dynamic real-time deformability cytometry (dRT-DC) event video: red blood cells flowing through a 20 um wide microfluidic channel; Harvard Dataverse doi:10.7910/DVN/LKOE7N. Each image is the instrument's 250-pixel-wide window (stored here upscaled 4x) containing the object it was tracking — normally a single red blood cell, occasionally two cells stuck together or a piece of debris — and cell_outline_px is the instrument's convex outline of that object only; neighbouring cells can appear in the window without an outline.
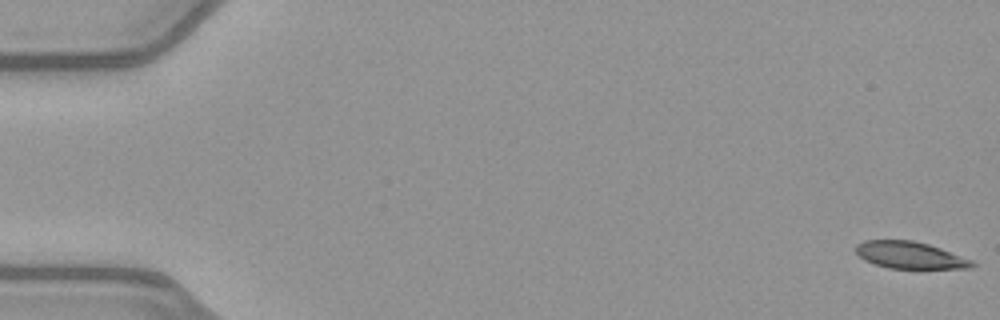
{"species": "common noctule bat (a hibernating species)", "species_latin": "Nyctalus noctula", "temperature_condition": "warm", "stored_images_in_passage": 52, "camera_frame_rate_fps": 3000, "um_per_image_px": 0.085, "animal": {"sex": "female", "body_mass_g": 21.9}, "frame": {"image": 1, "passage_image": 1, "time_ms": 0.0, "image_size_px": [1000, 320], "cell_outline_px": [[976, 264], [972, 268], [888, 268], [864, 260], [856, 252], [856, 244], [864, 240], [912, 240], [928, 244], [940, 248], [972, 260]], "centroid_in_image_um": [77.33, 21.68], "position_along_channel_um": 7.7, "area_um2": 18.09}}
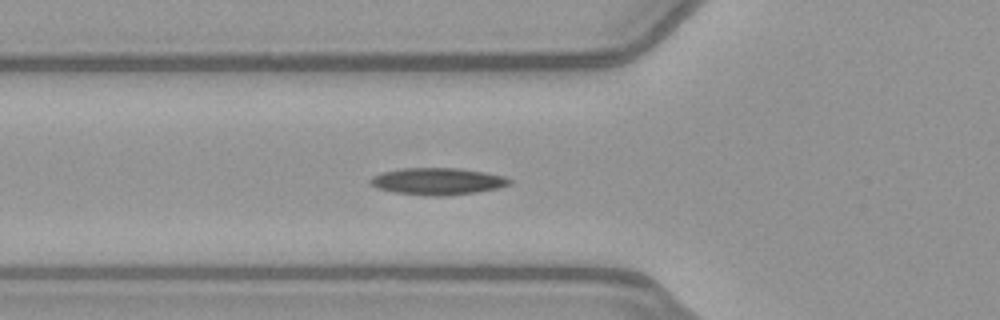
{"frame": {"image": 2, "passage_image": 19, "time_ms": 6.0, "image_size_px": [1000, 320], "cell_outline_px": [[512, 184], [496, 188], [476, 192], [444, 196], [436, 196], [392, 192], [376, 188], [368, 184], [368, 180], [372, 176], [380, 172], [404, 168], [460, 168], [484, 172], [504, 176], [512, 180]], "centroid_in_image_um": [37.14, 15.41], "position_along_channel_um": 88.7, "area_um2": 21.96}}
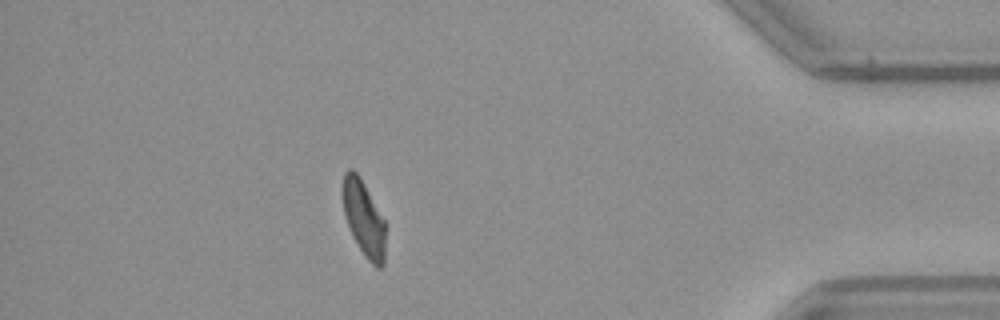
{"frame": {"image": 3, "passage_image": 46, "time_ms": 15.0, "image_size_px": [1000, 320], "cell_outline_px": [[384, 264], [380, 268], [376, 268], [364, 256], [352, 236], [344, 216], [340, 192], [340, 188], [344, 172], [348, 168], [352, 168], [360, 176], [384, 220]], "centroid_in_image_um": [30.85, 18.51], "position_along_channel_um": 404.3, "area_um2": 19.19}, "authors_computed_cell_mechanics": {"area_um2": 20.1433, "velocity_mm_per_s": 4.0059, "shape_relaxation_time_tau1_ms": null, "shape_relaxation_time_tau2_ms": 6.3281, "deformation_change_tau1": null, "deformation_change_tau2": 0.1505}}